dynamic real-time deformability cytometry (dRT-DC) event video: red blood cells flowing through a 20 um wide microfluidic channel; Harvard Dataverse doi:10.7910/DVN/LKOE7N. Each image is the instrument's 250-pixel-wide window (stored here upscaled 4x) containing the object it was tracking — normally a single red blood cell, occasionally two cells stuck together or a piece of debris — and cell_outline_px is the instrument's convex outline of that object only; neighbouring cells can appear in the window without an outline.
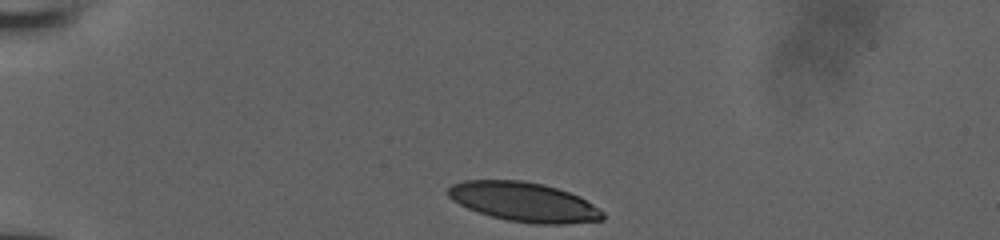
{"species": "human", "species_latin": "Homo sapiens", "temperature_condition": "room temperature", "stored_images_in_passage": 33, "camera_frame_rate_fps": 3000, "um_per_image_px": 0.085, "donor": {"sex": "male"}, "frame": {"image": 1, "passage_image": 1, "time_ms": 0.0, "image_size_px": [1000, 240], "cell_outline_px": [[604, 220], [564, 224], [528, 224], [508, 220], [476, 212], [452, 200], [448, 196], [448, 188], [452, 184], [464, 180], [520, 180], [544, 184], [580, 196], [604, 212]], "centroid_in_image_um": [44.54, 17.17], "position_along_channel_um": 40.5, "area_um2": 35.55}}
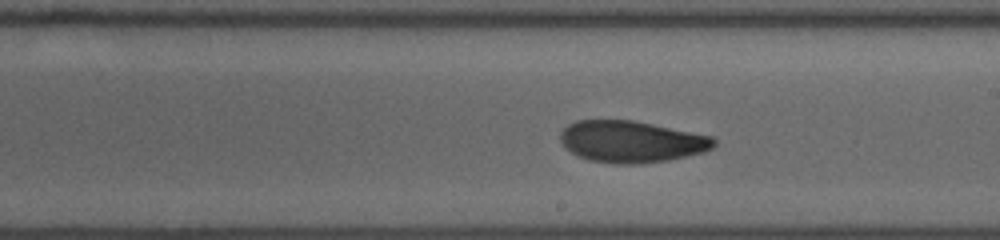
{"frame": {"image": 2, "passage_image": 19, "time_ms": 6.0, "image_size_px": [1000, 240], "cell_outline_px": [[716, 144], [712, 148], [704, 152], [668, 160], [640, 164], [616, 164], [588, 160], [564, 148], [560, 140], [560, 132], [568, 124], [576, 120], [632, 120], [712, 136], [716, 140]], "centroid_in_image_um": [53.65, 12.04], "position_along_channel_um": 235.4, "area_um2": 37.34}}
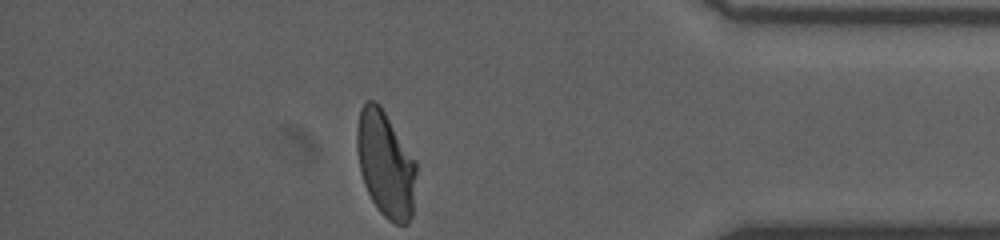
{"frame": {"image": 3, "passage_image": 33, "time_ms": 10.667, "image_size_px": [1000, 240], "cell_outline_px": [[416, 172], [412, 216], [408, 224], [396, 224], [388, 220], [380, 212], [372, 200], [364, 184], [360, 172], [356, 148], [356, 128], [360, 108], [364, 100], [372, 100], [380, 104], [416, 160]], "centroid_in_image_um": [32.76, 13.92], "position_along_channel_um": 402.4, "area_um2": 37.05}}